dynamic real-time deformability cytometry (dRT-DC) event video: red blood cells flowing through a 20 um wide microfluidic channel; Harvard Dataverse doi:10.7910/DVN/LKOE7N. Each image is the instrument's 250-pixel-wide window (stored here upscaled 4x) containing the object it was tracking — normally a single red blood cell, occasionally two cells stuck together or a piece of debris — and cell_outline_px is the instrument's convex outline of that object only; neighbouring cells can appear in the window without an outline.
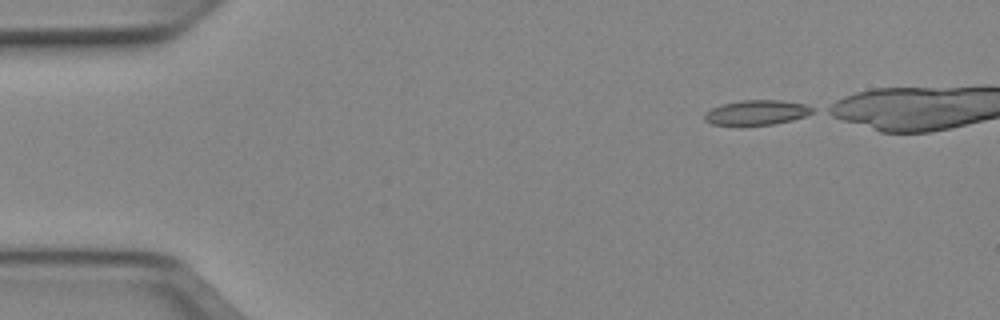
{"species": "Egyptian fruit bat (a non-hibernating species)", "species_latin": "Rousettus aegyptiacus", "temperature_condition": "cold", "stored_images_in_passage": 9, "camera_frame_rate_fps": 3000, "um_per_image_px": 0.085, "animal": {"sex": "female"}, "frame": {"image": 1, "passage_image": 1, "time_ms": 0.0, "image_size_px": [1000, 320], "cell_outline_px": [[812, 112], [804, 116], [792, 120], [772, 124], [740, 128], [712, 124], [704, 120], [704, 112], [720, 104], [740, 100], [780, 100], [804, 104], [812, 108]], "centroid_in_image_um": [64.2, 9.6], "position_along_channel_um": 20.8, "area_um2": 16.18}}